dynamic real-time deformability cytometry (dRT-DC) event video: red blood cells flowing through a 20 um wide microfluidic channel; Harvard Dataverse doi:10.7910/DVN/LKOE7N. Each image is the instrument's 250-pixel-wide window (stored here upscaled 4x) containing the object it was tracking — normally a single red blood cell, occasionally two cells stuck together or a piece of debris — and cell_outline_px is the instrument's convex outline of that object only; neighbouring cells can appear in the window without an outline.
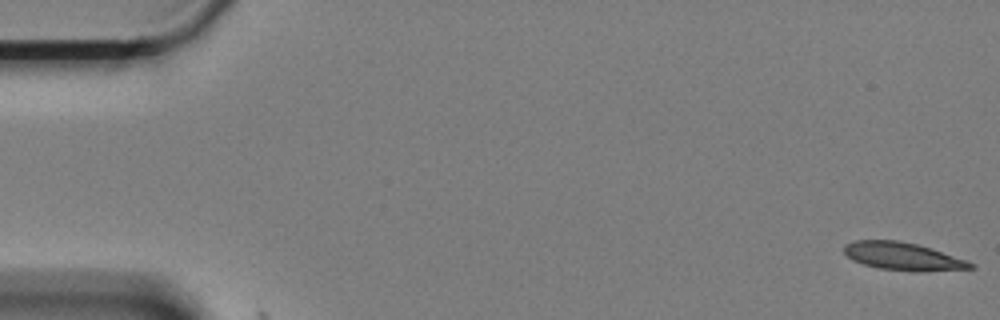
{"species": "Egyptian fruit bat (a non-hibernating species)", "species_latin": "Rousettus aegyptiacus", "temperature_condition": "cold", "stored_images_in_passage": 2, "camera_frame_rate_fps": 3000, "um_per_image_px": 0.085, "animal": {"sex": "female"}, "frame": {"image": 1, "passage_image": 1, "time_ms": 0.0, "image_size_px": [1000, 320], "cell_outline_px": [[976, 268], [880, 268], [864, 264], [852, 260], [844, 252], [844, 244], [856, 240], [896, 240], [916, 244], [968, 260], [976, 264]], "centroid_in_image_um": [76.64, 21.71], "position_along_channel_um": 8.4, "area_um2": 19.02}}